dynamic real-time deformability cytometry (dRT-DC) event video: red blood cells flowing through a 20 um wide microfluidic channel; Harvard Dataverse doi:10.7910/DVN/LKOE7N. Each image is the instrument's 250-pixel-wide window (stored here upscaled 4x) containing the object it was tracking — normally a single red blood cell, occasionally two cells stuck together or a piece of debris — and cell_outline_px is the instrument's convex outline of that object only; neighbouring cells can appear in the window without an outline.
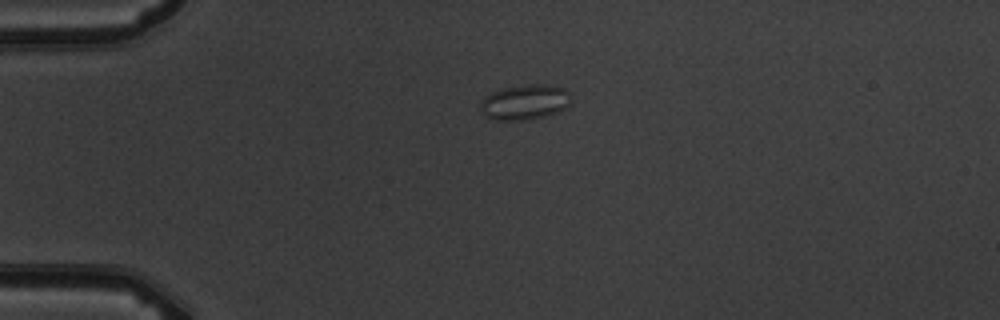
{"species": "common noctule bat (a hibernating species)", "species_latin": "Nyctalus noctula", "temperature_condition": "warm", "stored_images_in_passage": 3, "camera_frame_rate_fps": 3000, "um_per_image_px": 0.085, "animal": {"sex": "male", "body_mass_g": 19.5, "forearm_length_mm": 54.6}, "frame": {"image": 1, "passage_image": 1, "time_ms": 0.0, "image_size_px": [1000, 320], "cell_outline_px": [[572, 100], [564, 108], [556, 112], [544, 116], [528, 120], [492, 120], [484, 116], [480, 108], [480, 100], [484, 96], [500, 88], [524, 84], [544, 84], [564, 88], [568, 92]], "centroid_in_image_um": [44.55, 8.67], "position_along_channel_um": 40.4, "area_um2": 18.84}}